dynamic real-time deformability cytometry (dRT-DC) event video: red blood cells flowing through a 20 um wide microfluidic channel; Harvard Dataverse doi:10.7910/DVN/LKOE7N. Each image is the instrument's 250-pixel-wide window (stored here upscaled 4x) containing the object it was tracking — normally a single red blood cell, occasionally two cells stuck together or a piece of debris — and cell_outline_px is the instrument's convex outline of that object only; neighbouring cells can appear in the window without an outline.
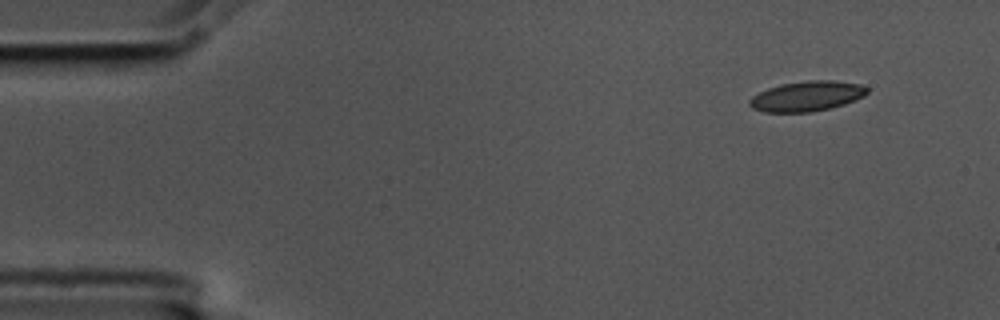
{"species": "common noctule bat (a hibernating species)", "species_latin": "Nyctalus noctula", "temperature_condition": "cold", "stored_images_in_passage": 52, "camera_frame_rate_fps": 3000, "um_per_image_px": 0.085, "animal": {"sex": "male", "body_mass_g": 17.5, "forearm_length_mm": 52.3}, "frame": {"image": 1, "passage_image": 1, "time_ms": 0.0, "image_size_px": [1000, 320], "cell_outline_px": [[868, 92], [864, 96], [856, 100], [844, 104], [812, 112], [764, 112], [752, 108], [748, 104], [748, 100], [752, 96], [768, 88], [780, 84], [808, 80], [832, 80], [860, 84], [868, 88]], "centroid_in_image_um": [68.57, 8.17], "position_along_channel_um": 16.4, "area_um2": 20.69}}
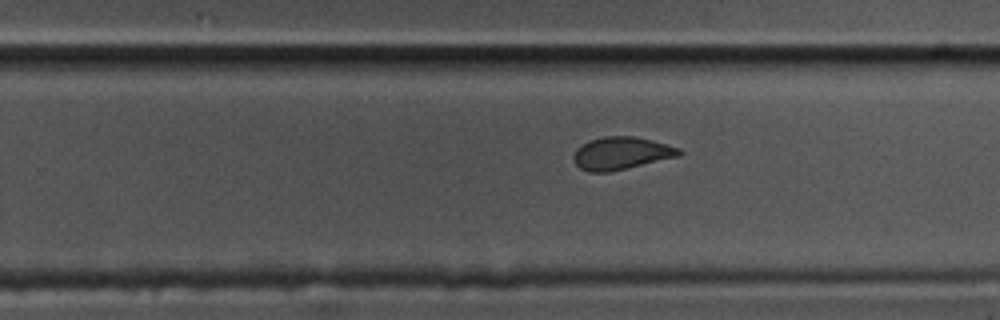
{"frame": {"image": 2, "passage_image": 31, "time_ms": 10.0, "image_size_px": [1000, 320], "cell_outline_px": [[684, 152], [680, 156], [608, 172], [588, 172], [580, 168], [576, 164], [572, 156], [576, 148], [592, 140], [604, 136], [632, 136], [652, 140], [680, 148]], "centroid_in_image_um": [52.82, 13.03], "position_along_channel_um": 277.0, "area_um2": 19.94}}
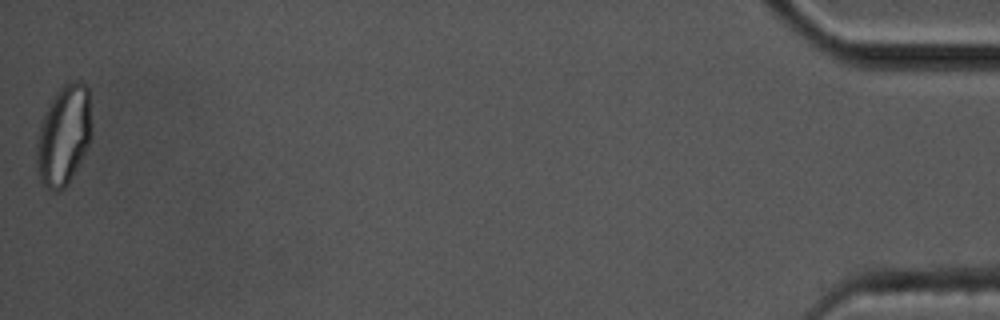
{"frame": {"image": 3, "passage_image": 52, "time_ms": 17.0, "image_size_px": [1000, 320], "cell_outline_px": [[92, 136], [88, 148], [64, 188], [56, 192], [52, 192], [44, 188], [36, 172], [36, 144], [40, 124], [44, 112], [56, 92], [68, 80], [80, 80], [88, 88], [92, 128]], "centroid_in_image_um": [5.41, 11.5], "position_along_channel_um": 429.8, "area_um2": 32.66}, "authors_computed_cell_mechanics": {"area_um2": 20.519, "velocity_mm_per_s": 3.5617, "shape_relaxation_time_tau1_ms": 9.591, "shape_relaxation_time_tau2_ms": 1.7048, "deformation_change_tau1": 0.1896, "deformation_change_tau2": 0.0624}}